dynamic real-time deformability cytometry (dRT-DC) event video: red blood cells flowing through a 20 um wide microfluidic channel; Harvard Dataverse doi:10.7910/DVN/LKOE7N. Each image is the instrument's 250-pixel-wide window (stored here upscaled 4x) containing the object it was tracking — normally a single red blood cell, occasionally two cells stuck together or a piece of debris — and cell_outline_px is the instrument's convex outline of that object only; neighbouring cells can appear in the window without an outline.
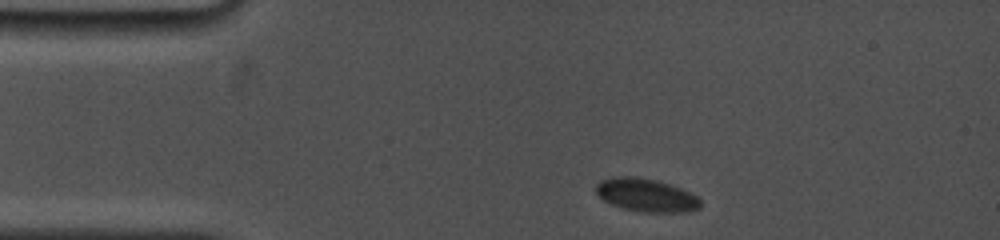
{"species": "common noctule bat (a hibernating species)", "species_latin": "Nyctalus noctula", "temperature_condition": "cold", "stored_images_in_passage": 4, "camera_frame_rate_fps": 5000, "um_per_image_px": 0.085, "animal": {"sex": "female", "body_mass_g": 19.0, "forearm_length_mm": 53.3}, "frame": {"image": 1, "passage_image": 1, "time_ms": 0.0, "image_size_px": [1000, 240], "cell_outline_px": [[700, 208], [684, 212], [644, 212], [624, 208], [612, 204], [604, 200], [596, 192], [596, 184], [600, 180], [612, 176], [636, 176], [656, 180], [680, 188], [696, 196], [700, 200]], "centroid_in_image_um": [54.9, 16.57], "position_along_channel_um": 30.1, "area_um2": 20.0}}
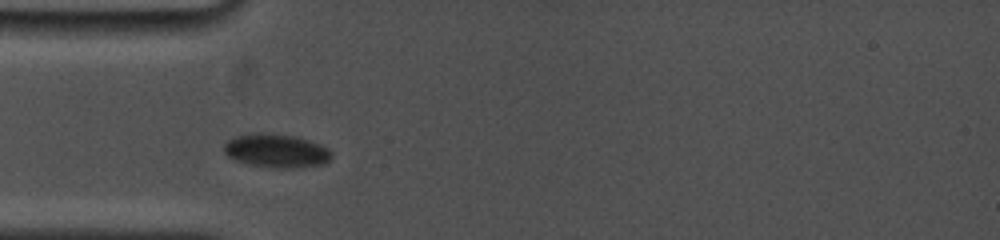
{"frame": {"image": 2, "passage_image": 3, "time_ms": 2.2, "image_size_px": [1000, 240], "cell_outline_px": [[332, 156], [324, 164], [292, 168], [280, 168], [252, 164], [232, 160], [224, 152], [224, 144], [228, 140], [236, 136], [260, 132], [296, 136], [320, 144], [328, 148], [332, 152]], "centroid_in_image_um": [23.49, 12.81], "position_along_channel_um": 61.5, "area_um2": 20.98}}
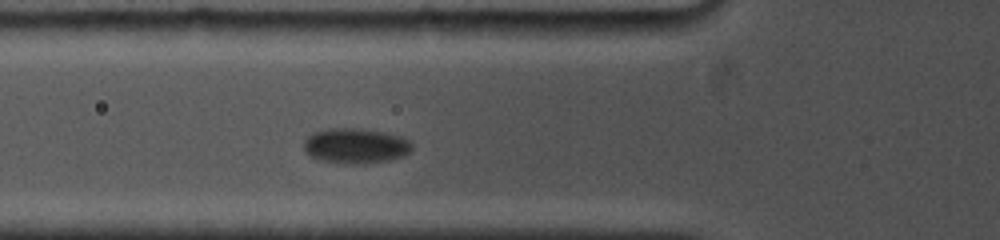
{"frame": {"image": 3, "passage_image": 4, "time_ms": 3.2, "image_size_px": [1000, 240], "cell_outline_px": [[412, 148], [404, 156], [388, 160], [364, 164], [344, 164], [320, 160], [308, 156], [304, 152], [304, 140], [312, 132], [328, 128], [360, 128], [384, 132], [400, 136], [408, 140], [412, 144]], "centroid_in_image_um": [30.18, 12.4], "position_along_channel_um": 95.6, "area_um2": 22.48}}